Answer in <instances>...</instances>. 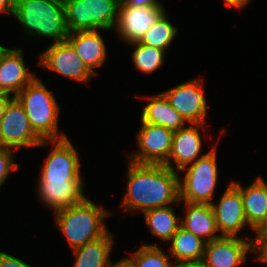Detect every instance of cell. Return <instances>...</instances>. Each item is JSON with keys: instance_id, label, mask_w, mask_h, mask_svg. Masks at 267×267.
Instances as JSON below:
<instances>
[{"instance_id": "cell-1", "label": "cell", "mask_w": 267, "mask_h": 267, "mask_svg": "<svg viewBox=\"0 0 267 267\" xmlns=\"http://www.w3.org/2000/svg\"><path fill=\"white\" fill-rule=\"evenodd\" d=\"M127 190L121 206L126 213L167 207L180 203L179 174L163 164L129 161Z\"/></svg>"}, {"instance_id": "cell-2", "label": "cell", "mask_w": 267, "mask_h": 267, "mask_svg": "<svg viewBox=\"0 0 267 267\" xmlns=\"http://www.w3.org/2000/svg\"><path fill=\"white\" fill-rule=\"evenodd\" d=\"M13 16L28 36L50 38L58 43L69 34L63 0H15Z\"/></svg>"}, {"instance_id": "cell-3", "label": "cell", "mask_w": 267, "mask_h": 267, "mask_svg": "<svg viewBox=\"0 0 267 267\" xmlns=\"http://www.w3.org/2000/svg\"><path fill=\"white\" fill-rule=\"evenodd\" d=\"M112 214L86 197L78 204L56 211L54 218L72 250L104 236L109 231L104 220Z\"/></svg>"}, {"instance_id": "cell-4", "label": "cell", "mask_w": 267, "mask_h": 267, "mask_svg": "<svg viewBox=\"0 0 267 267\" xmlns=\"http://www.w3.org/2000/svg\"><path fill=\"white\" fill-rule=\"evenodd\" d=\"M15 97L22 104L32 130L42 141L68 137L58 130L59 104L39 78L35 77Z\"/></svg>"}, {"instance_id": "cell-5", "label": "cell", "mask_w": 267, "mask_h": 267, "mask_svg": "<svg viewBox=\"0 0 267 267\" xmlns=\"http://www.w3.org/2000/svg\"><path fill=\"white\" fill-rule=\"evenodd\" d=\"M216 145L198 158L194 163L181 169L186 173L179 174L180 202L211 204L218 182Z\"/></svg>"}, {"instance_id": "cell-6", "label": "cell", "mask_w": 267, "mask_h": 267, "mask_svg": "<svg viewBox=\"0 0 267 267\" xmlns=\"http://www.w3.org/2000/svg\"><path fill=\"white\" fill-rule=\"evenodd\" d=\"M68 32L115 30L120 0H63Z\"/></svg>"}, {"instance_id": "cell-7", "label": "cell", "mask_w": 267, "mask_h": 267, "mask_svg": "<svg viewBox=\"0 0 267 267\" xmlns=\"http://www.w3.org/2000/svg\"><path fill=\"white\" fill-rule=\"evenodd\" d=\"M47 141H42L32 130L29 119L22 104L13 97L0 119V146L18 150L22 147H42Z\"/></svg>"}, {"instance_id": "cell-8", "label": "cell", "mask_w": 267, "mask_h": 267, "mask_svg": "<svg viewBox=\"0 0 267 267\" xmlns=\"http://www.w3.org/2000/svg\"><path fill=\"white\" fill-rule=\"evenodd\" d=\"M141 122L138 130L139 151L127 155L128 161L137 164H164L171 152L174 132L162 126Z\"/></svg>"}, {"instance_id": "cell-9", "label": "cell", "mask_w": 267, "mask_h": 267, "mask_svg": "<svg viewBox=\"0 0 267 267\" xmlns=\"http://www.w3.org/2000/svg\"><path fill=\"white\" fill-rule=\"evenodd\" d=\"M203 81L199 78L179 83L173 88L161 92L187 124H205L207 101Z\"/></svg>"}, {"instance_id": "cell-10", "label": "cell", "mask_w": 267, "mask_h": 267, "mask_svg": "<svg viewBox=\"0 0 267 267\" xmlns=\"http://www.w3.org/2000/svg\"><path fill=\"white\" fill-rule=\"evenodd\" d=\"M38 64L81 83H88L96 75L86 66L67 40L49 45L40 53Z\"/></svg>"}, {"instance_id": "cell-11", "label": "cell", "mask_w": 267, "mask_h": 267, "mask_svg": "<svg viewBox=\"0 0 267 267\" xmlns=\"http://www.w3.org/2000/svg\"><path fill=\"white\" fill-rule=\"evenodd\" d=\"M52 150L45 159L38 180H83L80 158L70 139L47 141Z\"/></svg>"}, {"instance_id": "cell-12", "label": "cell", "mask_w": 267, "mask_h": 267, "mask_svg": "<svg viewBox=\"0 0 267 267\" xmlns=\"http://www.w3.org/2000/svg\"><path fill=\"white\" fill-rule=\"evenodd\" d=\"M221 236L207 242L203 261L208 267H238L247 259L248 253H256L254 238Z\"/></svg>"}, {"instance_id": "cell-13", "label": "cell", "mask_w": 267, "mask_h": 267, "mask_svg": "<svg viewBox=\"0 0 267 267\" xmlns=\"http://www.w3.org/2000/svg\"><path fill=\"white\" fill-rule=\"evenodd\" d=\"M220 236L237 237L248 222L240 190L230 182L217 203H211ZM245 226V227H244Z\"/></svg>"}, {"instance_id": "cell-14", "label": "cell", "mask_w": 267, "mask_h": 267, "mask_svg": "<svg viewBox=\"0 0 267 267\" xmlns=\"http://www.w3.org/2000/svg\"><path fill=\"white\" fill-rule=\"evenodd\" d=\"M165 12L164 7L119 5L116 32L120 39L129 45L138 42Z\"/></svg>"}, {"instance_id": "cell-15", "label": "cell", "mask_w": 267, "mask_h": 267, "mask_svg": "<svg viewBox=\"0 0 267 267\" xmlns=\"http://www.w3.org/2000/svg\"><path fill=\"white\" fill-rule=\"evenodd\" d=\"M35 77L28 71L22 48L4 47L0 51V93L15 97Z\"/></svg>"}, {"instance_id": "cell-16", "label": "cell", "mask_w": 267, "mask_h": 267, "mask_svg": "<svg viewBox=\"0 0 267 267\" xmlns=\"http://www.w3.org/2000/svg\"><path fill=\"white\" fill-rule=\"evenodd\" d=\"M204 124H189L174 132L172 149L167 161L163 164L174 171L185 168L194 163L198 158L205 154L201 153L202 138L200 131L205 133ZM200 129V130H199ZM175 163V167L173 164ZM176 168V169H175Z\"/></svg>"}, {"instance_id": "cell-17", "label": "cell", "mask_w": 267, "mask_h": 267, "mask_svg": "<svg viewBox=\"0 0 267 267\" xmlns=\"http://www.w3.org/2000/svg\"><path fill=\"white\" fill-rule=\"evenodd\" d=\"M37 184V195L41 203L54 213L86 198L83 180H38Z\"/></svg>"}, {"instance_id": "cell-18", "label": "cell", "mask_w": 267, "mask_h": 267, "mask_svg": "<svg viewBox=\"0 0 267 267\" xmlns=\"http://www.w3.org/2000/svg\"><path fill=\"white\" fill-rule=\"evenodd\" d=\"M66 40L86 66L97 75L95 68L103 66L107 58L106 44L99 30L70 32Z\"/></svg>"}, {"instance_id": "cell-19", "label": "cell", "mask_w": 267, "mask_h": 267, "mask_svg": "<svg viewBox=\"0 0 267 267\" xmlns=\"http://www.w3.org/2000/svg\"><path fill=\"white\" fill-rule=\"evenodd\" d=\"M231 182L240 190L245 218L254 231L263 222L267 211V183L261 176L245 187L236 180Z\"/></svg>"}, {"instance_id": "cell-20", "label": "cell", "mask_w": 267, "mask_h": 267, "mask_svg": "<svg viewBox=\"0 0 267 267\" xmlns=\"http://www.w3.org/2000/svg\"><path fill=\"white\" fill-rule=\"evenodd\" d=\"M184 203L185 215L181 218V226L192 232L203 241L210 242L221 236L218 232L211 204Z\"/></svg>"}, {"instance_id": "cell-21", "label": "cell", "mask_w": 267, "mask_h": 267, "mask_svg": "<svg viewBox=\"0 0 267 267\" xmlns=\"http://www.w3.org/2000/svg\"><path fill=\"white\" fill-rule=\"evenodd\" d=\"M145 98H148L149 102L143 107L140 118L142 122L162 126L173 132L185 127L186 120L162 93Z\"/></svg>"}, {"instance_id": "cell-22", "label": "cell", "mask_w": 267, "mask_h": 267, "mask_svg": "<svg viewBox=\"0 0 267 267\" xmlns=\"http://www.w3.org/2000/svg\"><path fill=\"white\" fill-rule=\"evenodd\" d=\"M113 234L108 231L104 236L72 249L75 262L72 267H110Z\"/></svg>"}, {"instance_id": "cell-23", "label": "cell", "mask_w": 267, "mask_h": 267, "mask_svg": "<svg viewBox=\"0 0 267 267\" xmlns=\"http://www.w3.org/2000/svg\"><path fill=\"white\" fill-rule=\"evenodd\" d=\"M170 257L175 263L200 261L204 258L206 242L180 226L168 242Z\"/></svg>"}, {"instance_id": "cell-24", "label": "cell", "mask_w": 267, "mask_h": 267, "mask_svg": "<svg viewBox=\"0 0 267 267\" xmlns=\"http://www.w3.org/2000/svg\"><path fill=\"white\" fill-rule=\"evenodd\" d=\"M143 214L150 232L166 243L181 226V218H183L175 215L172 205L148 210Z\"/></svg>"}, {"instance_id": "cell-25", "label": "cell", "mask_w": 267, "mask_h": 267, "mask_svg": "<svg viewBox=\"0 0 267 267\" xmlns=\"http://www.w3.org/2000/svg\"><path fill=\"white\" fill-rule=\"evenodd\" d=\"M165 12L139 40L141 44L156 47L167 51L166 49L172 43L177 35L178 27L171 23Z\"/></svg>"}, {"instance_id": "cell-26", "label": "cell", "mask_w": 267, "mask_h": 267, "mask_svg": "<svg viewBox=\"0 0 267 267\" xmlns=\"http://www.w3.org/2000/svg\"><path fill=\"white\" fill-rule=\"evenodd\" d=\"M130 44L135 46L132 52V62L135 69L142 73L151 74L163 65L166 51L141 44L139 41Z\"/></svg>"}, {"instance_id": "cell-27", "label": "cell", "mask_w": 267, "mask_h": 267, "mask_svg": "<svg viewBox=\"0 0 267 267\" xmlns=\"http://www.w3.org/2000/svg\"><path fill=\"white\" fill-rule=\"evenodd\" d=\"M162 251L156 244H144L135 252H131V259L137 267H175L170 255Z\"/></svg>"}, {"instance_id": "cell-28", "label": "cell", "mask_w": 267, "mask_h": 267, "mask_svg": "<svg viewBox=\"0 0 267 267\" xmlns=\"http://www.w3.org/2000/svg\"><path fill=\"white\" fill-rule=\"evenodd\" d=\"M13 150L14 149L9 147L0 146V189L6 182L8 175H10V171H15L19 167V165L14 162L15 155L13 152L16 150Z\"/></svg>"}, {"instance_id": "cell-29", "label": "cell", "mask_w": 267, "mask_h": 267, "mask_svg": "<svg viewBox=\"0 0 267 267\" xmlns=\"http://www.w3.org/2000/svg\"><path fill=\"white\" fill-rule=\"evenodd\" d=\"M0 267H32L25 261L0 251Z\"/></svg>"}, {"instance_id": "cell-30", "label": "cell", "mask_w": 267, "mask_h": 267, "mask_svg": "<svg viewBox=\"0 0 267 267\" xmlns=\"http://www.w3.org/2000/svg\"><path fill=\"white\" fill-rule=\"evenodd\" d=\"M120 5L131 7H163L159 0H120Z\"/></svg>"}, {"instance_id": "cell-31", "label": "cell", "mask_w": 267, "mask_h": 267, "mask_svg": "<svg viewBox=\"0 0 267 267\" xmlns=\"http://www.w3.org/2000/svg\"><path fill=\"white\" fill-rule=\"evenodd\" d=\"M254 244L257 246L265 237H267V211L263 222L254 230Z\"/></svg>"}, {"instance_id": "cell-32", "label": "cell", "mask_w": 267, "mask_h": 267, "mask_svg": "<svg viewBox=\"0 0 267 267\" xmlns=\"http://www.w3.org/2000/svg\"><path fill=\"white\" fill-rule=\"evenodd\" d=\"M256 252L255 260L267 264V237L256 246Z\"/></svg>"}, {"instance_id": "cell-33", "label": "cell", "mask_w": 267, "mask_h": 267, "mask_svg": "<svg viewBox=\"0 0 267 267\" xmlns=\"http://www.w3.org/2000/svg\"><path fill=\"white\" fill-rule=\"evenodd\" d=\"M15 0H0V13H14Z\"/></svg>"}, {"instance_id": "cell-34", "label": "cell", "mask_w": 267, "mask_h": 267, "mask_svg": "<svg viewBox=\"0 0 267 267\" xmlns=\"http://www.w3.org/2000/svg\"><path fill=\"white\" fill-rule=\"evenodd\" d=\"M110 267H137L135 262L128 256L127 258H122L120 261L110 264Z\"/></svg>"}, {"instance_id": "cell-35", "label": "cell", "mask_w": 267, "mask_h": 267, "mask_svg": "<svg viewBox=\"0 0 267 267\" xmlns=\"http://www.w3.org/2000/svg\"><path fill=\"white\" fill-rule=\"evenodd\" d=\"M252 0H223L228 6L242 10L243 7L248 5Z\"/></svg>"}, {"instance_id": "cell-36", "label": "cell", "mask_w": 267, "mask_h": 267, "mask_svg": "<svg viewBox=\"0 0 267 267\" xmlns=\"http://www.w3.org/2000/svg\"><path fill=\"white\" fill-rule=\"evenodd\" d=\"M12 98L11 95L0 93V119L4 116L5 109Z\"/></svg>"}, {"instance_id": "cell-37", "label": "cell", "mask_w": 267, "mask_h": 267, "mask_svg": "<svg viewBox=\"0 0 267 267\" xmlns=\"http://www.w3.org/2000/svg\"><path fill=\"white\" fill-rule=\"evenodd\" d=\"M175 267H208L203 260L175 263Z\"/></svg>"}, {"instance_id": "cell-38", "label": "cell", "mask_w": 267, "mask_h": 267, "mask_svg": "<svg viewBox=\"0 0 267 267\" xmlns=\"http://www.w3.org/2000/svg\"><path fill=\"white\" fill-rule=\"evenodd\" d=\"M3 48H4V46L0 44V51H1Z\"/></svg>"}]
</instances>
